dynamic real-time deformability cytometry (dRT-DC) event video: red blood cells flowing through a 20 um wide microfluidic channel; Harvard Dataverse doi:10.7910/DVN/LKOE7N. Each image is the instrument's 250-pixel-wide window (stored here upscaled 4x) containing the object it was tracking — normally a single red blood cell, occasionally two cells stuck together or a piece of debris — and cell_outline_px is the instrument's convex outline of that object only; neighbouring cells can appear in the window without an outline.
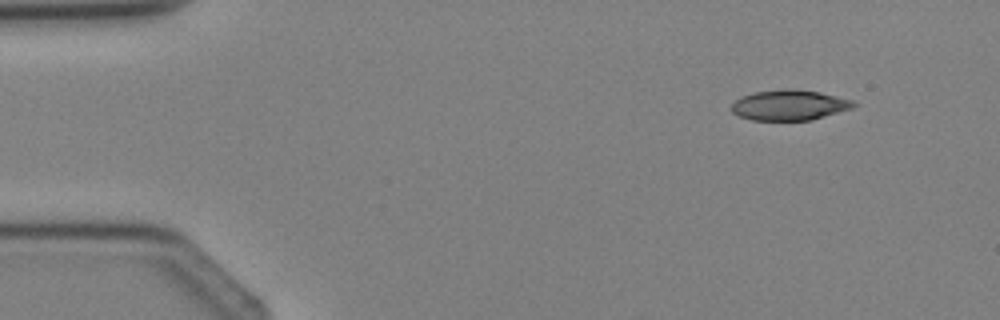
{"species": "Egyptian fruit bat (a non-hibernating species)", "species_latin": "Rousettus aegyptiacus", "temperature_condition": "cold", "stored_images_in_passage": 3, "camera_frame_rate_fps": 3000, "um_per_image_px": 0.085, "animal": {"sex": "female"}, "frame": {"image": 1, "passage_image": 3, "time_ms": 2.333, "image_size_px": [1000, 320], "cell_outline_px": [[856, 104], [852, 108], [812, 120], [752, 120], [740, 116], [732, 112], [728, 108], [740, 96], [756, 92], [784, 88], [792, 88], [820, 92], [852, 100]], "centroid_in_image_um": [67.06, 8.93], "position_along_channel_um": 17.9, "area_um2": 21.68}}